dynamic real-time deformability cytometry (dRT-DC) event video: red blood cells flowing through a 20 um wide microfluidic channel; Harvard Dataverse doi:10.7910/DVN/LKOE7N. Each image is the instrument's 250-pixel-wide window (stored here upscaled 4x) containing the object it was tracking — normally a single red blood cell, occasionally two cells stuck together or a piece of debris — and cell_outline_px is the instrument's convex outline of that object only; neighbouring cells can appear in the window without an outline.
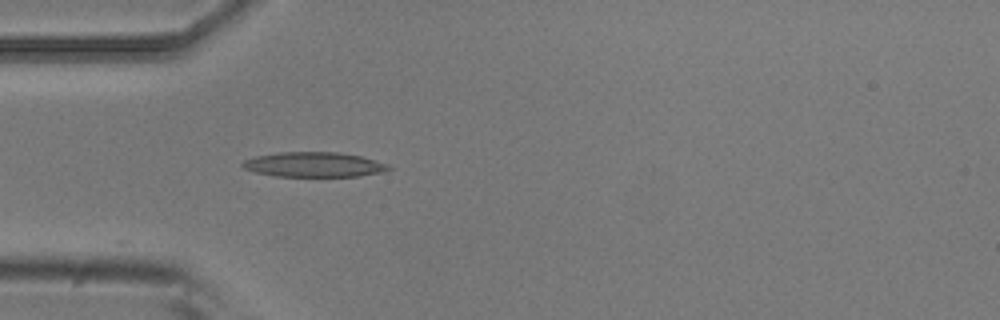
{"species": "common noctule bat (a hibernating species)", "species_latin": "Nyctalus noctula", "temperature_condition": "room temperature", "stored_images_in_passage": 5, "camera_frame_rate_fps": 3000, "um_per_image_px": 0.085, "animal": {"sex": "male", "body_mass_g": 20.5, "forearm_length_mm": 52.5}, "frame": {"image": 1, "passage_image": 5, "time_ms": 1.333, "image_size_px": [1000, 320], "cell_outline_px": [[392, 168], [384, 172], [360, 176], [276, 176], [256, 172], [244, 168], [240, 164], [244, 160], [256, 156], [280, 152], [336, 152], [360, 156], [388, 164]], "centroid_in_image_um": [26.7, 13.99], "position_along_channel_um": 58.3, "area_um2": 21.04}}